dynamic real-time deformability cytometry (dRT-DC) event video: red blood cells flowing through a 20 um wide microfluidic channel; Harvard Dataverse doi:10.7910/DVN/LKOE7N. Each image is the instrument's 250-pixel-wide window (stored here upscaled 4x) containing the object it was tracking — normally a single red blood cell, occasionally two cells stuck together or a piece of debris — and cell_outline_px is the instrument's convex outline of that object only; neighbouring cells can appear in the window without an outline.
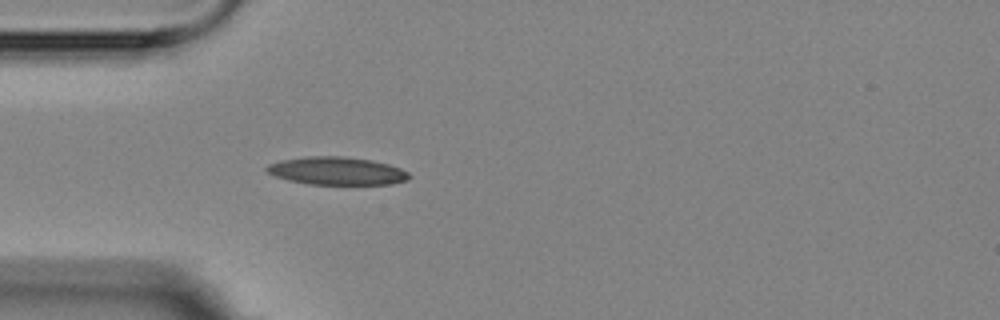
{"species": "Egyptian fruit bat (a non-hibernating species)", "species_latin": "Rousettus aegyptiacus", "temperature_condition": "room temperature", "stored_images_in_passage": 1, "camera_frame_rate_fps": 3000, "um_per_image_px": 0.085, "animal": {"sex": "female"}, "frame": {"image": 1, "passage_image": 1, "time_ms": 0.0, "image_size_px": [1000, 320], "cell_outline_px": [[412, 176], [408, 180], [392, 184], [308, 184], [288, 180], [276, 176], [268, 172], [264, 168], [268, 164], [280, 160], [304, 156], [344, 156], [372, 160], [388, 164], [400, 168], [408, 172]], "centroid_in_image_um": [28.64, 14.52], "position_along_channel_um": 56.4, "area_um2": 23.29}}